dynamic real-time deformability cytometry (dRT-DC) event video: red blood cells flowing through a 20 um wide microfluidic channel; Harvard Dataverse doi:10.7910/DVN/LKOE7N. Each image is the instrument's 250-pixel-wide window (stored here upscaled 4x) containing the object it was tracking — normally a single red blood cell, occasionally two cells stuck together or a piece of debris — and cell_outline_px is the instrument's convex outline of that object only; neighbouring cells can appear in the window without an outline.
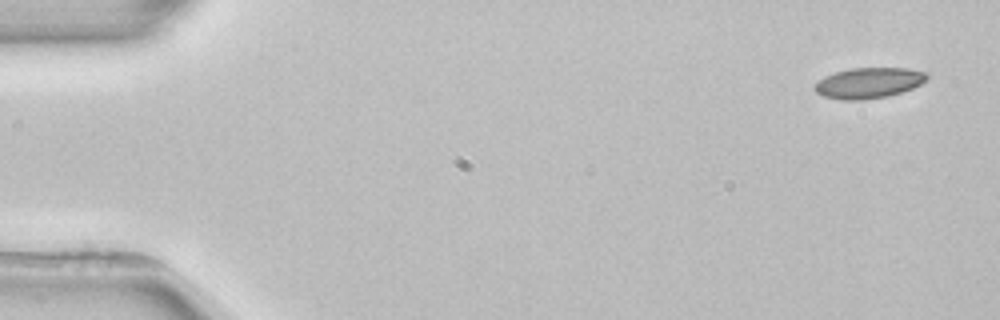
{"species": "common noctule bat (a hibernating species)", "species_latin": "Nyctalus noctula", "temperature_condition": "room temperature", "stored_images_in_passage": 3, "camera_frame_rate_fps": 3000, "um_per_image_px": 0.085, "animal": {"sex": "female", "body_mass_g": 22.7, "forearm_length_mm": 54.2}, "frame": {"image": 1, "passage_image": 1, "time_ms": 0.0, "image_size_px": [1000, 320], "cell_outline_px": [[928, 76], [920, 84], [912, 88], [888, 96], [864, 100], [840, 100], [824, 96], [816, 92], [812, 88], [824, 76], [836, 72], [852, 68], [908, 68], [928, 72]], "centroid_in_image_um": [73.83, 7.05], "position_along_channel_um": 11.2, "area_um2": 20.0}}
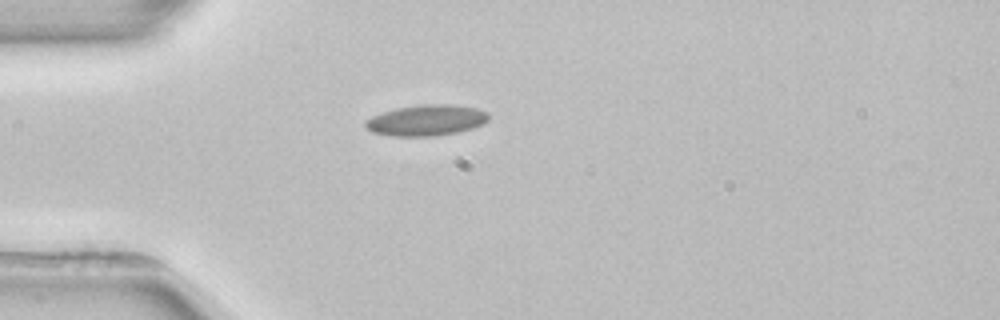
{"frame": {"image": 2, "passage_image": 3, "time_ms": 4.0, "image_size_px": [1000, 320], "cell_outline_px": [[488, 120], [484, 124], [472, 128], [456, 132], [432, 136], [392, 136], [372, 132], [364, 124], [364, 120], [372, 116], [396, 108], [424, 104], [448, 104], [476, 108], [488, 112]], "centroid_in_image_um": [36.24, 10.22], "position_along_channel_um": 48.8, "area_um2": 22.08}}